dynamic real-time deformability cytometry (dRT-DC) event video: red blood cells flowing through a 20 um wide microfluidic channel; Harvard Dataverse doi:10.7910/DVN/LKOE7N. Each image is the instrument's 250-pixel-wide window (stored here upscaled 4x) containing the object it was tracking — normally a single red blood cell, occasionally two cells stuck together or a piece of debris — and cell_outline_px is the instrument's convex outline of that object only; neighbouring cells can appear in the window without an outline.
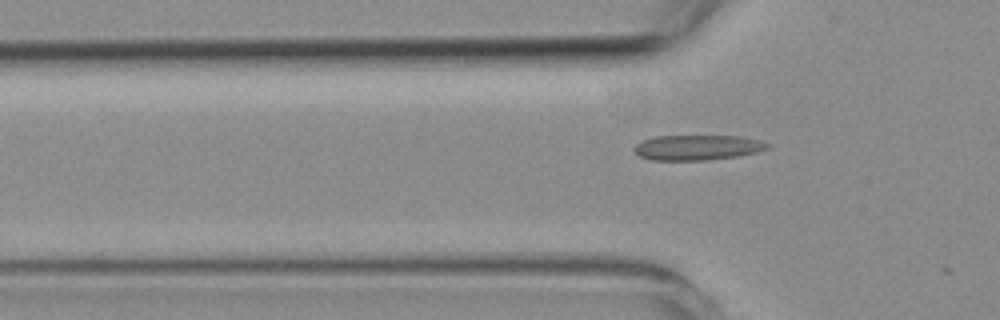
{"species": "common noctule bat (a hibernating species)", "species_latin": "Nyctalus noctula", "temperature_condition": "room temperature", "stored_images_in_passage": 5, "segment_of_instrument_passage": [2, 2], "camera_frame_rate_fps": 3000, "um_per_image_px": 0.085, "animal": {"sex": "female", "body_mass_g": 19.3, "forearm_length_mm": 54.1}, "frame": {"image": 1, "passage_image": 5, "time_ms": 4.667, "image_size_px": [1000, 320], "cell_outline_px": [[772, 148], [756, 152], [736, 156], [708, 160], [652, 160], [640, 156], [632, 148], [636, 144], [644, 140], [656, 136], [740, 136], [760, 140], [772, 144]], "centroid_in_image_um": [59.33, 12.53], "position_along_channel_um": 66.5, "area_um2": 19.59}}